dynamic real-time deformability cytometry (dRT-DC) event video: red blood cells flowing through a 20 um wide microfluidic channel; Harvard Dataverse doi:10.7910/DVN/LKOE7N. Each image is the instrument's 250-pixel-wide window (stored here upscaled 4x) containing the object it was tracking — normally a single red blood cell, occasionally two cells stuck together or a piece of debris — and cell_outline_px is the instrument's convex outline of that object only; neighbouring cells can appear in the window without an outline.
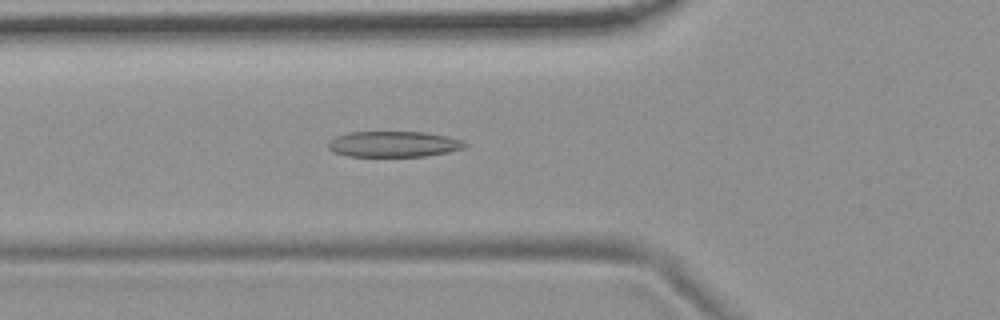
{"species": "common noctule bat (a hibernating species)", "species_latin": "Nyctalus noctula", "temperature_condition": "room temperature", "stored_images_in_passage": 54, "camera_frame_rate_fps": 3000, "um_per_image_px": 0.085, "animal": {"sex": "female", "body_mass_g": 19.9}, "frame": {"image": 1, "passage_image": 19, "time_ms": 6.0, "image_size_px": [1000, 320], "cell_outline_px": [[468, 144], [464, 148], [448, 152], [424, 156], [348, 156], [332, 152], [328, 148], [328, 140], [336, 136], [348, 132], [424, 132], [448, 136], [460, 140]], "centroid_in_image_um": [33.42, 12.25], "position_along_channel_um": 92.4, "area_um2": 20.58}}
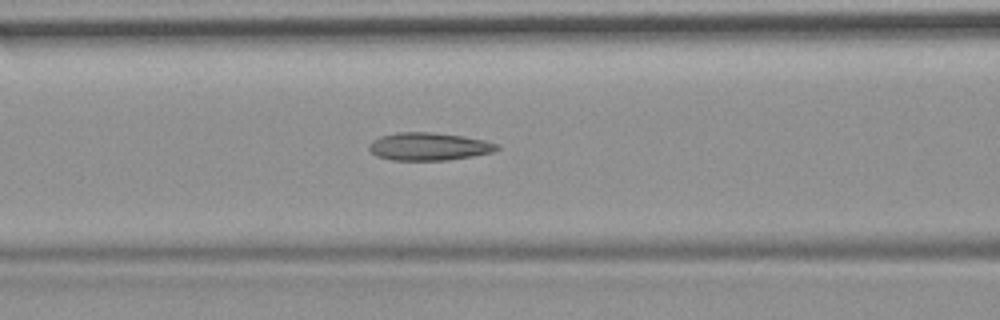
{"frame": {"image": 2, "passage_image": 22, "time_ms": 7.0, "image_size_px": [1000, 320], "cell_outline_px": [[500, 148], [492, 152], [472, 156], [448, 160], [392, 160], [376, 156], [368, 148], [368, 144], [372, 140], [380, 136], [396, 132], [432, 132], [464, 136], [484, 140], [500, 144]], "centroid_in_image_um": [36.44, 12.44], "position_along_channel_um": 130.2, "area_um2": 20.87}}
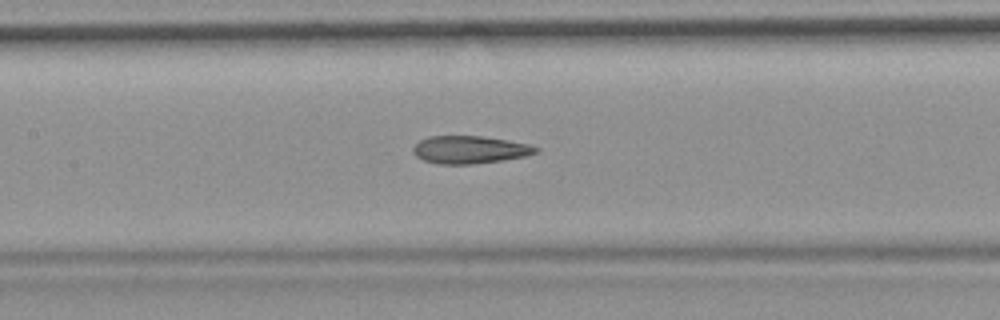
{"frame": {"image": 3, "passage_image": 25, "time_ms": 8.0, "image_size_px": [1000, 320], "cell_outline_px": [[540, 152], [524, 156], [500, 160], [468, 164], [440, 164], [424, 160], [416, 156], [412, 152], [412, 148], [420, 140], [428, 136], [480, 136], [508, 140], [528, 144], [540, 148]], "centroid_in_image_um": [39.92, 12.71], "position_along_channel_um": 167.5, "area_um2": 19.65}, "authors_computed_cell_mechanics": {"area_um2": 20.8947, "velocity_mm_per_s": 3.7269, "shape_relaxation_time_tau1_ms": null, "shape_relaxation_time_tau2_ms": 2.5354, "deformation_change_tau1": null, "deformation_change_tau2": 0.1057}}